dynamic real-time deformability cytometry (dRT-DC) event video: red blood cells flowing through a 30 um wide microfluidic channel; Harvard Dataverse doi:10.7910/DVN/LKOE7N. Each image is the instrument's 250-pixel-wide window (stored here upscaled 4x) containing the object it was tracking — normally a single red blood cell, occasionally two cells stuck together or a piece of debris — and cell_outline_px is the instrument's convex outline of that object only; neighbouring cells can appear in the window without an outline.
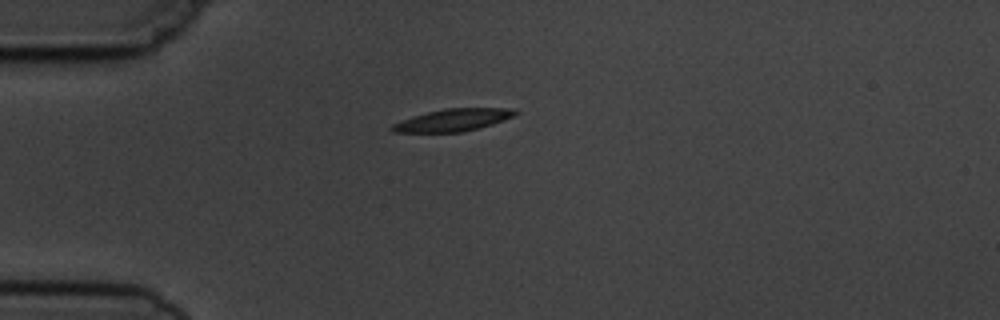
{"species": "common noctule bat (a hibernating species)", "species_latin": "Nyctalus noctula", "temperature_condition": "cold", "stored_images_in_passage": 2, "camera_frame_rate_fps": 3000, "um_per_image_px": 0.085, "animal": {"sex": "male", "body_mass_g": 19.5, "forearm_length_mm": 54.6}, "frame": {"image": 1, "passage_image": 1, "time_ms": 0.0, "image_size_px": [1000, 320], "cell_outline_px": [[520, 112], [504, 120], [492, 124], [464, 132], [392, 132], [388, 128], [392, 124], [412, 116], [444, 108], [512, 108]], "centroid_in_image_um": [38.49, 10.2], "position_along_channel_um": 46.5, "area_um2": 16.01}}